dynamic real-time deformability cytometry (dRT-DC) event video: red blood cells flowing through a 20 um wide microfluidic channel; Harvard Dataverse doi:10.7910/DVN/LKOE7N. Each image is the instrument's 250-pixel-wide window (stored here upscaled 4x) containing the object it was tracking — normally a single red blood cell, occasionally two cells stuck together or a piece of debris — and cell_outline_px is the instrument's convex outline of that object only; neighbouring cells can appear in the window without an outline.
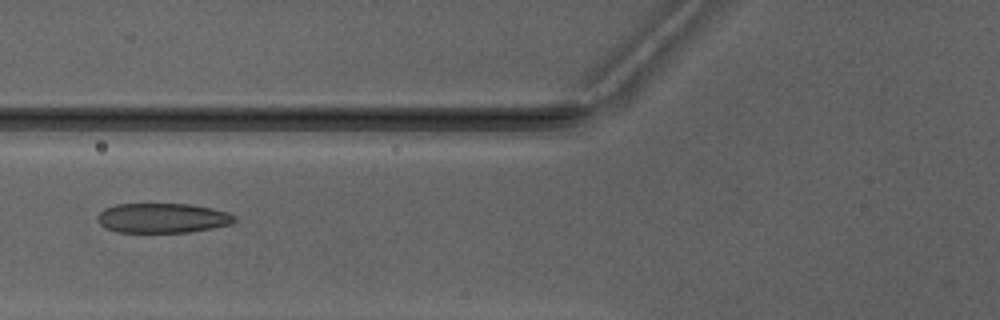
{"species": "Egyptian fruit bat (a non-hibernating species)", "species_latin": "Rousettus aegyptiacus", "temperature_condition": "warm", "stored_images_in_passage": 2, "camera_frame_rate_fps": 3000, "um_per_image_px": 0.085, "animal": {"sex": "male"}, "frame": {"image": 1, "passage_image": 2, "time_ms": 2.333, "image_size_px": [1000, 320], "cell_outline_px": [[236, 220], [232, 224], [212, 228], [188, 232], [116, 232], [104, 228], [96, 220], [96, 216], [104, 208], [116, 204], [192, 204], [212, 208], [228, 212], [236, 216]], "centroid_in_image_um": [13.8, 18.53], "position_along_channel_um": 112.0, "area_um2": 23.99}}